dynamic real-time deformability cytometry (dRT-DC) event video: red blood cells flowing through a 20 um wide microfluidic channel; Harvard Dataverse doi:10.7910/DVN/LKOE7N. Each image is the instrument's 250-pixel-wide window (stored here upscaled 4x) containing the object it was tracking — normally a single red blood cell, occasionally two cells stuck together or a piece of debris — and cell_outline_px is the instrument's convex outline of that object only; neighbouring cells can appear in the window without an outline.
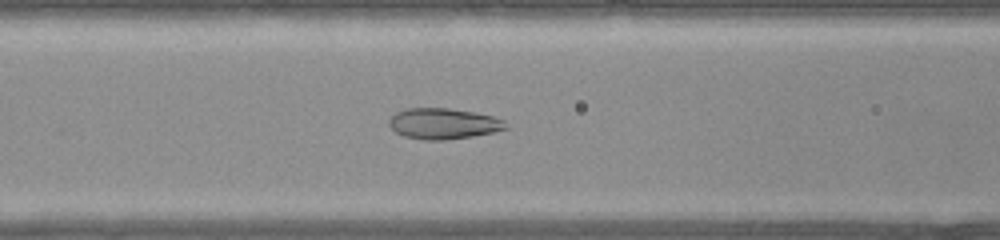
{"species": "common noctule bat (a hibernating species)", "species_latin": "Nyctalus noctula", "temperature_condition": "warm", "stored_images_in_passage": 35, "camera_frame_rate_fps": 3000, "um_per_image_px": 0.085, "animal": {"sex": "female", "body_mass_g": 22.0, "forearm_length_mm": 56.7}, "frame": {"image": 1, "passage_image": 11, "time_ms": 3.333, "image_size_px": [1000, 240], "cell_outline_px": [[508, 128], [492, 132], [472, 136], [444, 140], [424, 140], [404, 136], [396, 132], [388, 124], [388, 120], [396, 112], [408, 108], [448, 108], [476, 112], [492, 116], [504, 120]], "centroid_in_image_um": [37.68, 10.5], "position_along_channel_um": 128.9, "area_um2": 20.92}}
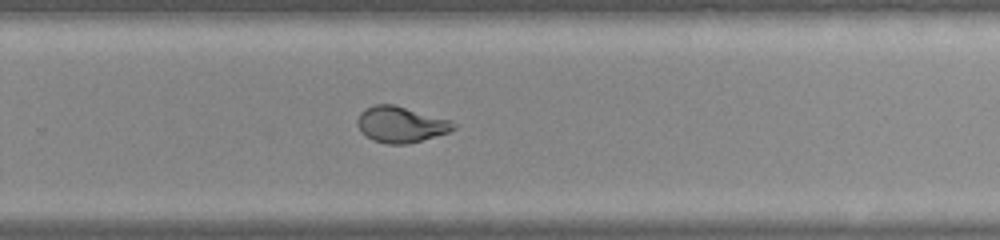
{"frame": {"image": 2, "passage_image": 21, "time_ms": 6.667, "image_size_px": [1000, 240], "cell_outline_px": [[460, 124], [456, 128], [448, 132], [408, 144], [388, 144], [372, 140], [364, 136], [360, 132], [356, 124], [356, 120], [360, 112], [364, 108], [376, 104], [392, 104], [448, 120]], "centroid_in_image_um": [34.01, 10.59], "position_along_channel_um": 295.8, "area_um2": 20.17}}
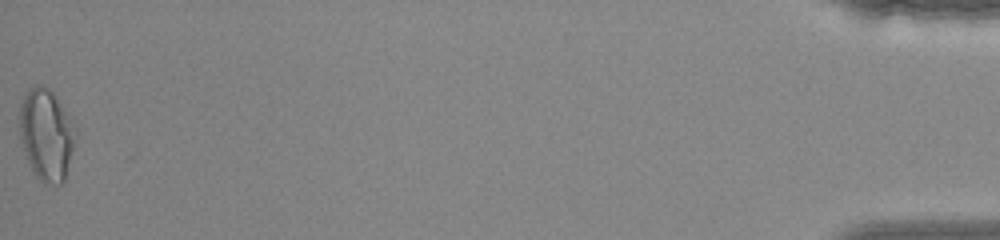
{"frame": {"image": 3, "passage_image": 35, "time_ms": 11.333, "image_size_px": [1000, 240], "cell_outline_px": [[76, 136], [64, 180], [60, 184], [44, 184], [32, 172], [28, 164], [20, 136], [20, 104], [28, 88], [36, 84], [48, 88], [52, 92], [64, 108], [76, 128]], "centroid_in_image_um": [3.93, 11.45], "position_along_channel_um": 431.3, "area_um2": 29.71}}